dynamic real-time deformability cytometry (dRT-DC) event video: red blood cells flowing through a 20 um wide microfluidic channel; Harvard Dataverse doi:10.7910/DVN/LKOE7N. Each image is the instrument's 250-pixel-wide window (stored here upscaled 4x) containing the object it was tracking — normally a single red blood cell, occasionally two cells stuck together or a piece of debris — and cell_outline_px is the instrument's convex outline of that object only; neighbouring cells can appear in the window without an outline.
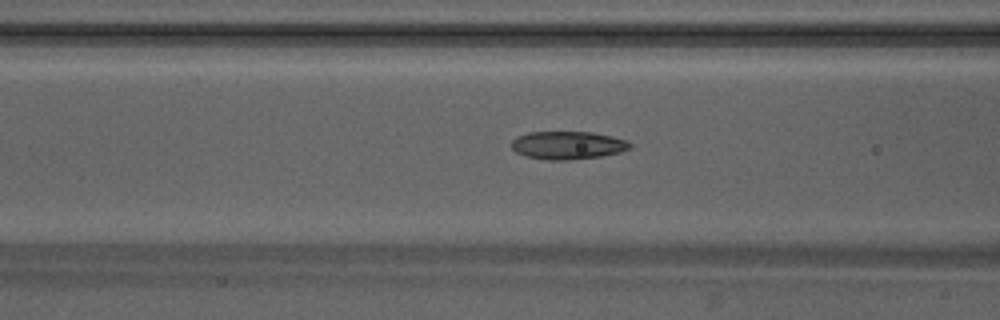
{"species": "Egyptian fruit bat (a non-hibernating species)", "species_latin": "Rousettus aegyptiacus", "temperature_condition": "warm", "stored_images_in_passage": 41, "camera_frame_rate_fps": 3000, "um_per_image_px": 0.085, "animal": {"sex": "male"}, "frame": {"image": 1, "passage_image": 12, "time_ms": 3.667, "image_size_px": [1000, 320], "cell_outline_px": [[632, 148], [620, 152], [600, 156], [564, 160], [548, 160], [524, 156], [516, 152], [512, 148], [512, 140], [516, 136], [528, 132], [592, 132], [612, 136], [628, 140], [632, 144]], "centroid_in_image_um": [48.26, 12.34], "position_along_channel_um": 118.3, "area_um2": 19.42}}
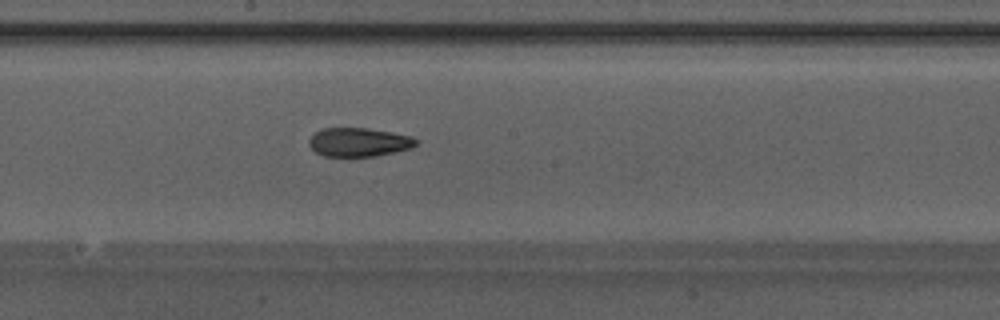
{"frame": {"image": 2, "passage_image": 19, "time_ms": 6.0, "image_size_px": [1000, 320], "cell_outline_px": [[416, 144], [412, 148], [376, 156], [324, 156], [316, 152], [308, 144], [308, 140], [320, 128], [368, 128], [392, 132], [412, 136], [416, 140]], "centroid_in_image_um": [30.49, 12.08], "position_along_channel_um": 217.7, "area_um2": 17.92}}
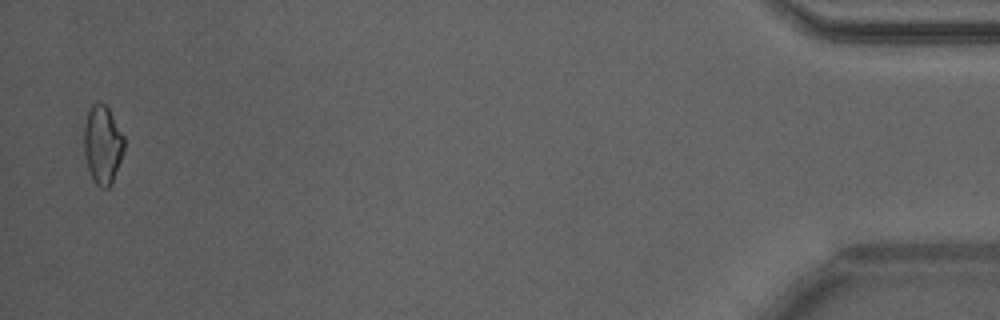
{"frame": {"image": 3, "passage_image": 40, "time_ms": 13.0, "image_size_px": [1000, 320], "cell_outline_px": [[124, 152], [112, 184], [108, 188], [100, 188], [96, 184], [88, 168], [84, 152], [84, 124], [88, 112], [92, 104], [104, 104], [108, 108], [124, 136]], "centroid_in_image_um": [8.73, 12.33], "position_along_channel_um": 426.5, "area_um2": 18.26}, "authors_computed_cell_mechanics": {"area_um2": 18.4382, "velocity_mm_per_s": 4.2636, "shape_relaxation_time_tau1_ms": null, "shape_relaxation_time_tau2_ms": 2.2779, "deformation_change_tau1": null, "deformation_change_tau2": 0.086}}